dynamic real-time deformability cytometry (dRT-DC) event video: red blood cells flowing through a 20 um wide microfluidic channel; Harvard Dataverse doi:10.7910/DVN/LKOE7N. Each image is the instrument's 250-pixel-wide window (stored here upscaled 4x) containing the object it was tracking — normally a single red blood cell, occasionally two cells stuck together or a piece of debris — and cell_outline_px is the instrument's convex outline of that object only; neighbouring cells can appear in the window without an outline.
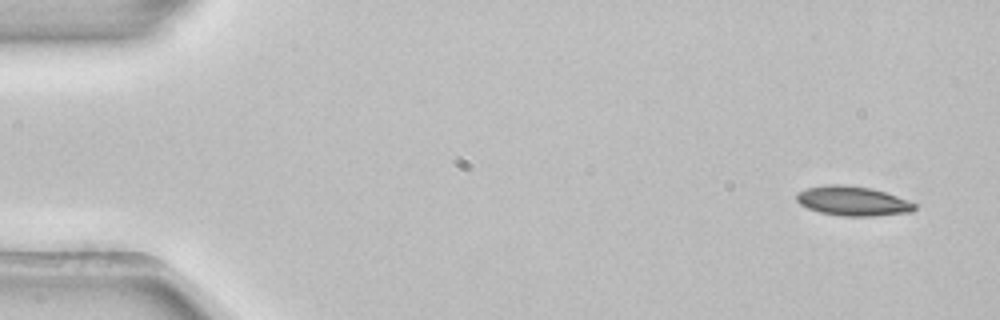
{"species": "common noctule bat (a hibernating species)", "species_latin": "Nyctalus noctula", "temperature_condition": "room temperature", "stored_images_in_passage": 4, "camera_frame_rate_fps": 3000, "um_per_image_px": 0.085, "animal": {"sex": "female", "body_mass_g": 22.7, "forearm_length_mm": 54.2}, "frame": {"image": 1, "passage_image": 1, "time_ms": 0.0, "image_size_px": [1000, 320], "cell_outline_px": [[916, 208], [912, 212], [876, 216], [840, 216], [820, 212], [808, 208], [800, 204], [796, 200], [796, 192], [808, 188], [828, 184], [840, 184], [872, 188], [908, 200], [916, 204]], "centroid_in_image_um": [72.48, 17.09], "position_along_channel_um": 12.5, "area_um2": 20.35}}